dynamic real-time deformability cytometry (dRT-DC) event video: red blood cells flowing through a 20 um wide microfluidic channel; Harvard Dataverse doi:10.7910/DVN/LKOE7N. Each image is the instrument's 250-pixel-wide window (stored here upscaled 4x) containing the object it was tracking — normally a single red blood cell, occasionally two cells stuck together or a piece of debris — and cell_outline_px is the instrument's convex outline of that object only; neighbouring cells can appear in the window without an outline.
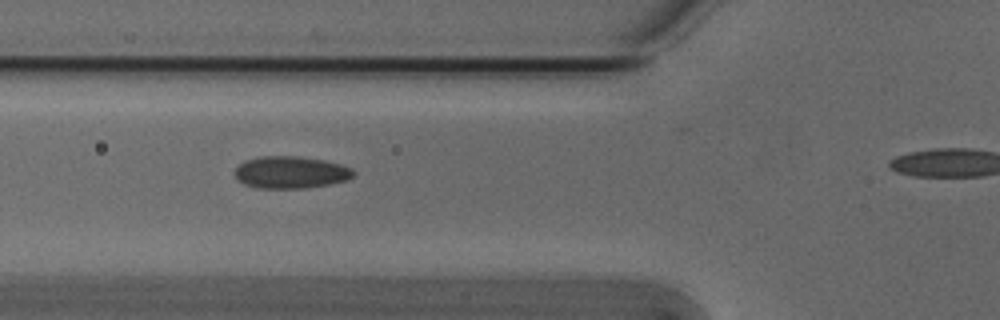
{"species": "Egyptian fruit bat (a non-hibernating species)", "species_latin": "Rousettus aegyptiacus", "temperature_condition": "cold", "stored_images_in_passage": 33, "camera_frame_rate_fps": 3000, "um_per_image_px": 0.085, "animal": {"sex": "male"}, "frame": {"image": 1, "passage_image": 10, "time_ms": 3.0, "image_size_px": [1000, 320], "cell_outline_px": [[356, 172], [348, 180], [328, 184], [304, 188], [256, 188], [244, 184], [236, 180], [232, 172], [244, 160], [260, 156], [300, 156], [324, 160], [340, 164], [352, 168]], "centroid_in_image_um": [24.67, 14.64], "position_along_channel_um": 101.1, "area_um2": 22.48}}
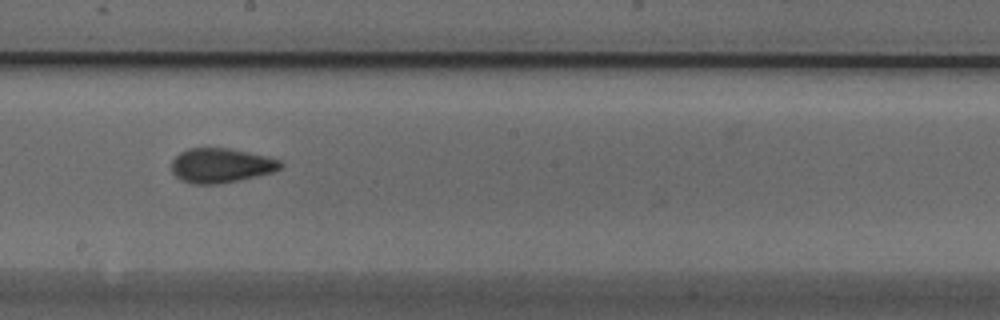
{"frame": {"image": 2, "passage_image": 20, "time_ms": 6.333, "image_size_px": [1000, 320], "cell_outline_px": [[284, 164], [280, 168], [272, 172], [256, 176], [216, 184], [192, 184], [180, 180], [172, 172], [172, 160], [180, 152], [188, 148], [232, 148], [268, 156], [280, 160]], "centroid_in_image_um": [18.78, 14.05], "position_along_channel_um": 229.4, "area_um2": 21.96}}
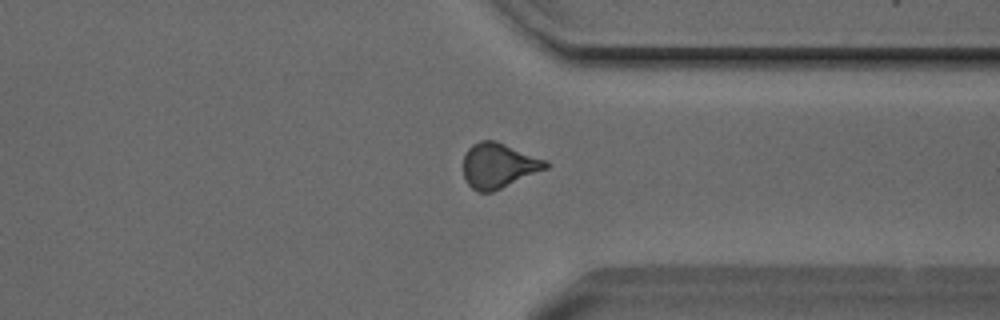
{"frame": {"image": 3, "passage_image": 31, "time_ms": 10.0, "image_size_px": [1000, 320], "cell_outline_px": [[548, 168], [492, 192], [480, 192], [472, 188], [468, 184], [464, 176], [464, 156], [468, 148], [472, 144], [480, 140], [496, 140], [548, 160]], "centroid_in_image_um": [42.39, 14.05], "position_along_channel_um": 369.0, "area_um2": 21.68}}